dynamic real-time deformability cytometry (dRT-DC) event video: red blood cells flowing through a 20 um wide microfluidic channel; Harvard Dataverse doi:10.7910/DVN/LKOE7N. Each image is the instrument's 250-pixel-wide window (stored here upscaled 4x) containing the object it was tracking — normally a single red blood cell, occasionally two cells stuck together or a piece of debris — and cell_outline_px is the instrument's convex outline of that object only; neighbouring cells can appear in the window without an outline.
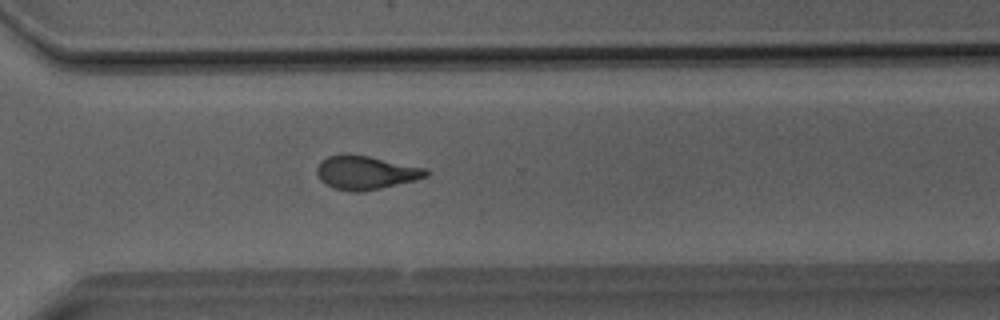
{"species": "Egyptian fruit bat (a non-hibernating species)", "species_latin": "Rousettus aegyptiacus", "temperature_condition": "room temperature", "stored_images_in_passage": 39, "camera_frame_rate_fps": 3000, "um_per_image_px": 0.085, "animal": {"sex": "male"}, "frame": {"image": 1, "passage_image": 28, "time_ms": 9.0, "image_size_px": [1000, 320], "cell_outline_px": [[432, 172], [428, 176], [416, 180], [364, 192], [352, 192], [332, 188], [320, 180], [316, 172], [316, 168], [328, 156], [348, 152], [428, 168]], "centroid_in_image_um": [31.12, 14.67], "position_along_channel_um": 339.5, "area_um2": 21.79}}
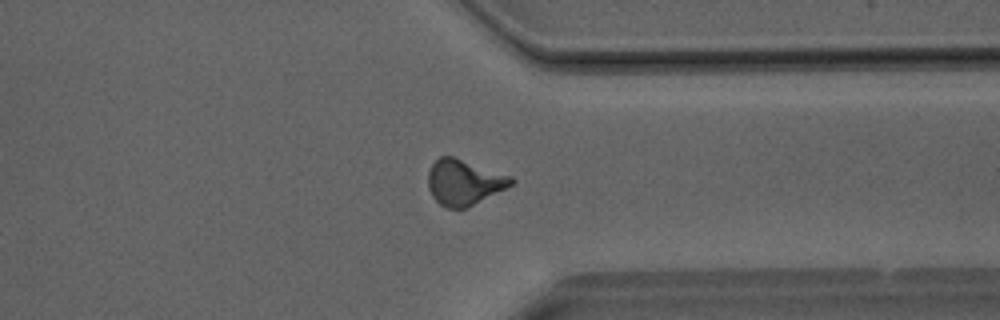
{"frame": {"image": 2, "passage_image": 30, "time_ms": 9.667, "image_size_px": [1000, 320], "cell_outline_px": [[516, 180], [512, 184], [468, 208], [444, 208], [432, 196], [428, 188], [428, 172], [432, 164], [440, 156], [452, 156], [512, 176]], "centroid_in_image_um": [39.42, 15.5], "position_along_channel_um": 372.0, "area_um2": 21.96}}
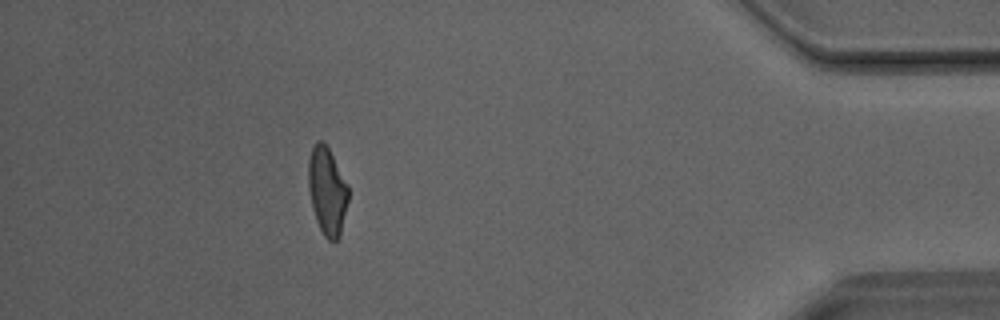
{"frame": {"image": 3, "passage_image": 35, "time_ms": 11.333, "image_size_px": [1000, 320], "cell_outline_px": [[348, 200], [340, 236], [336, 240], [328, 240], [324, 236], [316, 220], [312, 208], [308, 188], [308, 160], [312, 148], [316, 140], [324, 140], [348, 184]], "centroid_in_image_um": [27.8, 16.2], "position_along_channel_um": 407.4, "area_um2": 20.52}}